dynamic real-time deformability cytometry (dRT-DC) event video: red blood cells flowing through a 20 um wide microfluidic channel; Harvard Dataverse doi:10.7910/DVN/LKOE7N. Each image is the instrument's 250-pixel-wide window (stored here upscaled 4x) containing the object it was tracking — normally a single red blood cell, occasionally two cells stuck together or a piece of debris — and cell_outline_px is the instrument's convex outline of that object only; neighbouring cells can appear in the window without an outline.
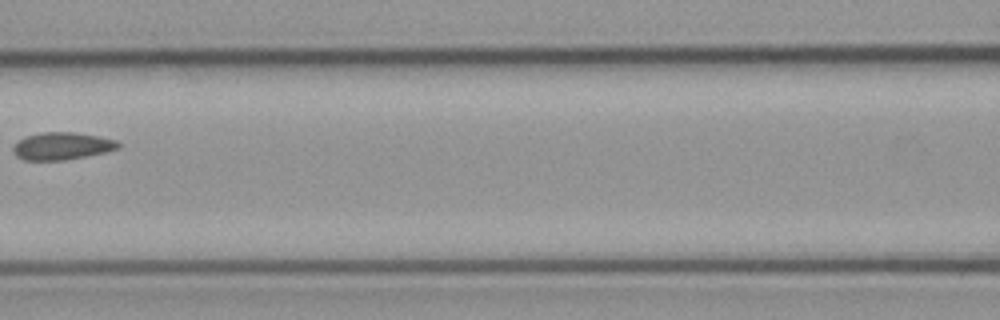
{"species": "common noctule bat (a hibernating species)", "species_latin": "Nyctalus noctula", "temperature_condition": "cold", "stored_images_in_passage": 5, "camera_frame_rate_fps": 3000, "um_per_image_px": 0.085, "animal": {"sex": "male", "body_mass_g": 23.1, "forearm_length_mm": 52.7}, "frame": {"image": 1, "passage_image": 5, "time_ms": 4.667, "image_size_px": [1000, 320], "cell_outline_px": [[120, 148], [104, 152], [64, 160], [24, 160], [16, 156], [12, 152], [12, 148], [24, 136], [40, 132], [72, 132], [100, 136], [116, 140], [120, 144]], "centroid_in_image_um": [5.25, 12.4], "position_along_channel_um": 161.4, "area_um2": 16.76}}